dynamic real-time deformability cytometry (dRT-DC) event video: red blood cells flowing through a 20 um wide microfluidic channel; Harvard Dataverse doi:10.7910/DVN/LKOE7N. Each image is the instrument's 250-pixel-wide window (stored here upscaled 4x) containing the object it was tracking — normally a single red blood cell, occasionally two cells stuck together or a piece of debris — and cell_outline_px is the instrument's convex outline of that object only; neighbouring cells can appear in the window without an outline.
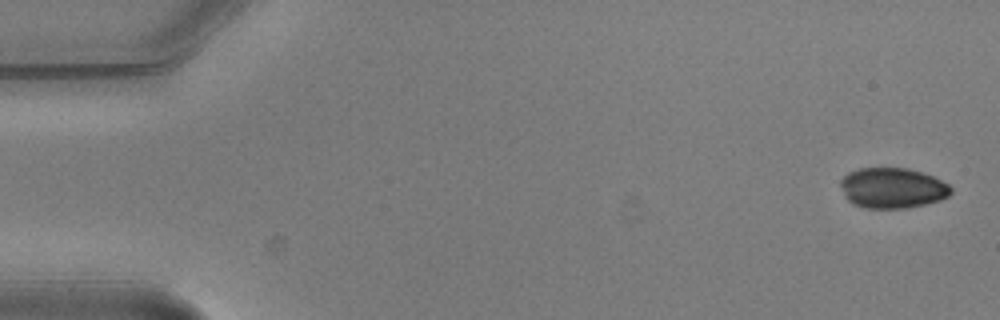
{"species": "common noctule bat (a hibernating species)", "species_latin": "Nyctalus noctula", "temperature_condition": "warm", "stored_images_in_passage": 6, "camera_frame_rate_fps": 3000, "um_per_image_px": 0.085, "animal": {"sex": "male", "body_mass_g": 20.5, "forearm_length_mm": 52.5}, "frame": {"image": 1, "passage_image": 1, "time_ms": 0.0, "image_size_px": [1000, 320], "cell_outline_px": [[952, 192], [948, 196], [940, 200], [908, 208], [864, 208], [852, 204], [844, 196], [840, 184], [840, 180], [848, 172], [860, 168], [908, 168], [924, 172], [948, 184], [952, 188]], "centroid_in_image_um": [75.84, 15.98], "position_along_channel_um": 9.2, "area_um2": 26.18}}